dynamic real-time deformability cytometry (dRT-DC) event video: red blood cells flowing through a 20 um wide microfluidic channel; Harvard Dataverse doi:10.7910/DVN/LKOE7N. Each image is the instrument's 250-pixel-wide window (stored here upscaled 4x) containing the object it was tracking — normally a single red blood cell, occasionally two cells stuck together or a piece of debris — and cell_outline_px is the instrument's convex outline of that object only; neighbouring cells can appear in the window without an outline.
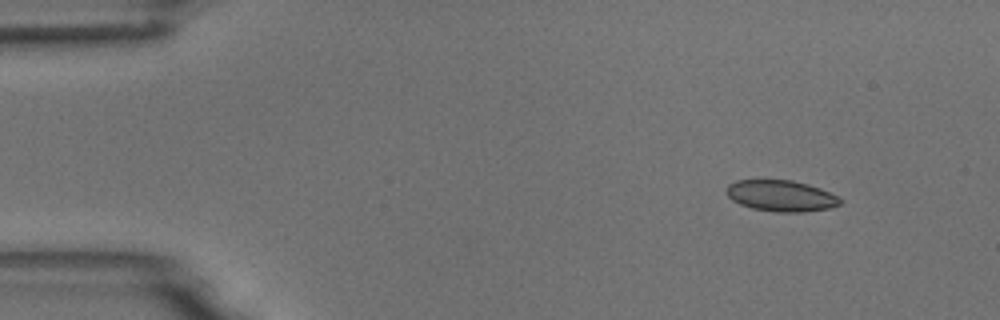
{"species": "common noctule bat (a hibernating species)", "species_latin": "Nyctalus noctula", "temperature_condition": "room temperature", "stored_images_in_passage": 4, "camera_frame_rate_fps": 3000, "um_per_image_px": 0.085, "animal": {"sex": "male", "body_mass_g": 18.8}, "frame": {"image": 1, "passage_image": 1, "time_ms": 0.0, "image_size_px": [1000, 320], "cell_outline_px": [[840, 204], [828, 208], [804, 212], [776, 212], [752, 208], [740, 204], [732, 200], [724, 192], [728, 184], [736, 180], [792, 180], [808, 184], [820, 188], [836, 196], [840, 200]], "centroid_in_image_um": [66.33, 16.64], "position_along_channel_um": 18.7, "area_um2": 20.58}}
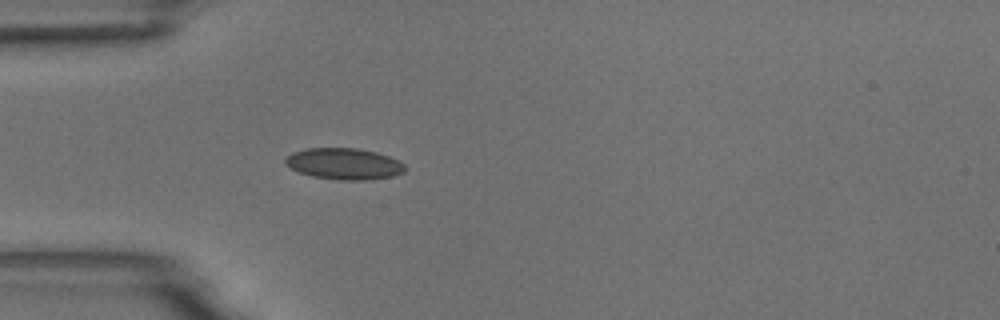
{"frame": {"image": 2, "passage_image": 4, "time_ms": 3.333, "image_size_px": [1000, 320], "cell_outline_px": [[408, 168], [404, 172], [392, 176], [372, 180], [340, 180], [312, 176], [300, 172], [284, 164], [284, 160], [292, 152], [308, 148], [356, 148], [376, 152], [400, 160]], "centroid_in_image_um": [29.29, 13.93], "position_along_channel_um": 55.7, "area_um2": 21.96}}